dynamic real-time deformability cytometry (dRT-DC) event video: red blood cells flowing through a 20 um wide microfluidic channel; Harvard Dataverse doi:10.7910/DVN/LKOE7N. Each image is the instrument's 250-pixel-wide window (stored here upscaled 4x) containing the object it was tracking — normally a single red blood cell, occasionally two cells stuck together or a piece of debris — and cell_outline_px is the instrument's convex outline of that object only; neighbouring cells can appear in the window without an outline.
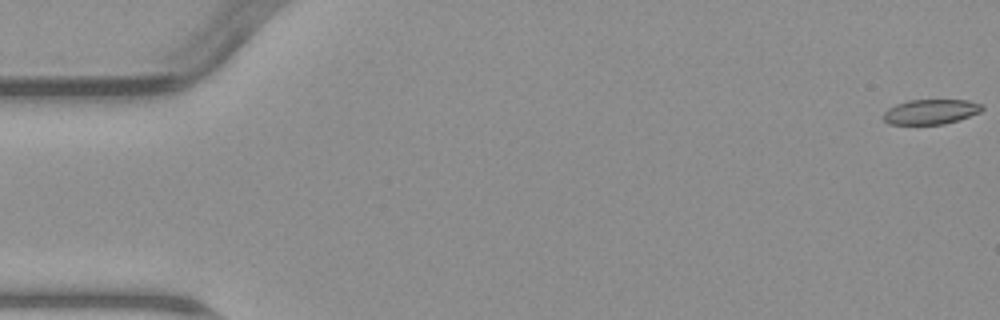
{"species": "common noctule bat (a hibernating species)", "species_latin": "Nyctalus noctula", "temperature_condition": "warm", "stored_images_in_passage": 5, "camera_frame_rate_fps": 3000, "um_per_image_px": 0.085, "animal": {"sex": "male", "body_mass_g": 23.1, "forearm_length_mm": 52.7}, "frame": {"image": 1, "passage_image": 1, "time_ms": 0.0, "image_size_px": [1000, 320], "cell_outline_px": [[984, 108], [980, 112], [960, 120], [944, 124], [888, 124], [884, 120], [884, 112], [888, 108], [896, 104], [908, 100], [968, 100], [984, 104]], "centroid_in_image_um": [79.15, 9.49], "position_along_channel_um": 5.8, "area_um2": 14.45}}
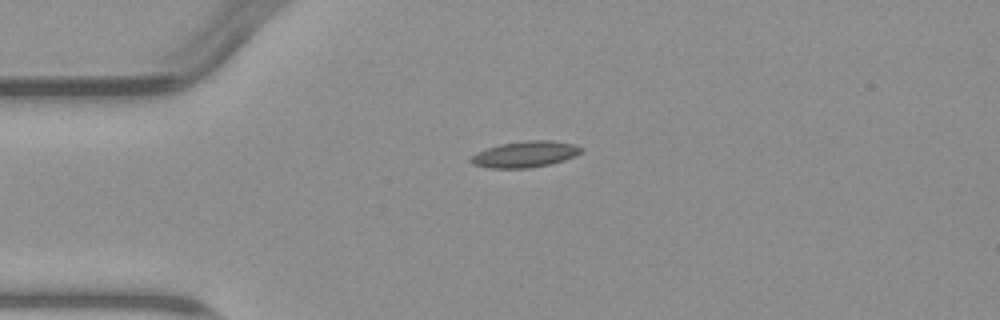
{"frame": {"image": 2, "passage_image": 4, "time_ms": 4.333, "image_size_px": [1000, 320], "cell_outline_px": [[584, 148], [576, 156], [552, 164], [528, 168], [488, 168], [472, 164], [468, 160], [476, 152], [500, 144], [524, 140], [552, 140], [576, 144]], "centroid_in_image_um": [44.65, 13.11], "position_along_channel_um": 40.4, "area_um2": 17.05}}